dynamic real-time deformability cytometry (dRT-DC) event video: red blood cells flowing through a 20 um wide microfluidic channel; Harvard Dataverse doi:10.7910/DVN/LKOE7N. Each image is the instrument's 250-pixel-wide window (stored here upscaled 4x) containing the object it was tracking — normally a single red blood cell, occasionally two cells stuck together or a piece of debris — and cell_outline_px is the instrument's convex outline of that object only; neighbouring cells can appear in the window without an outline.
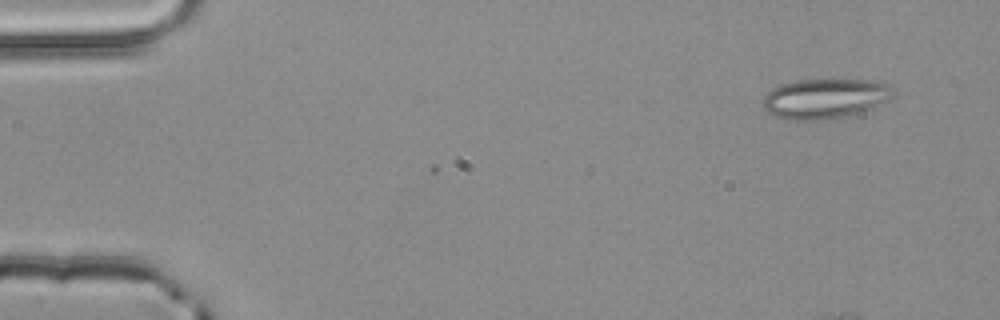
{"species": "common noctule bat (a hibernating species)", "species_latin": "Nyctalus noctula", "temperature_condition": "room temperature", "stored_images_in_passage": 2, "camera_frame_rate_fps": 3000, "um_per_image_px": 0.085, "animal": {"sex": "male", "body_mass_g": 20.4}, "frame": {"image": 1, "passage_image": 2, "time_ms": 0.333, "image_size_px": [1000, 320], "cell_outline_px": [[892, 96], [888, 100], [872, 108], [844, 116], [820, 120], [788, 120], [772, 116], [764, 108], [764, 96], [772, 88], [780, 84], [796, 80], [880, 80], [888, 84]], "centroid_in_image_um": [70.08, 8.37], "position_along_channel_um": 14.9, "area_um2": 30.17}}